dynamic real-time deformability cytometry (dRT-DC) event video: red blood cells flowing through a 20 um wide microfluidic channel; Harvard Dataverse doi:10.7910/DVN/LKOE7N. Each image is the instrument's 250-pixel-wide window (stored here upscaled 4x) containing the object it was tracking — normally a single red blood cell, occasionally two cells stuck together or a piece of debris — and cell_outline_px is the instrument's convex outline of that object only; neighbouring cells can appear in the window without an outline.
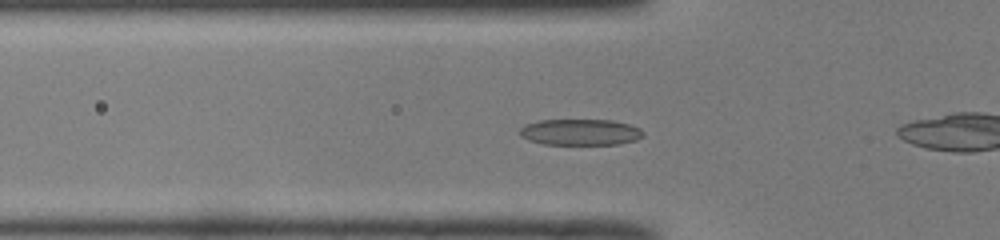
{"species": "common noctule bat (a hibernating species)", "species_latin": "Nyctalus noctula", "temperature_condition": "room temperature", "stored_images_in_passage": 47, "camera_frame_rate_fps": 3000, "um_per_image_px": 0.085, "animal": {"sex": "male", "body_mass_g": 19.0, "forearm_length_mm": 50.8}, "frame": {"image": 1, "passage_image": 13, "time_ms": 4.0, "image_size_px": [1000, 240], "cell_outline_px": [[644, 136], [636, 140], [620, 144], [544, 144], [528, 140], [520, 136], [520, 128], [524, 124], [540, 120], [612, 120], [628, 124], [640, 128], [644, 132]], "centroid_in_image_um": [49.33, 11.23], "position_along_channel_um": 76.5, "area_um2": 18.9}}
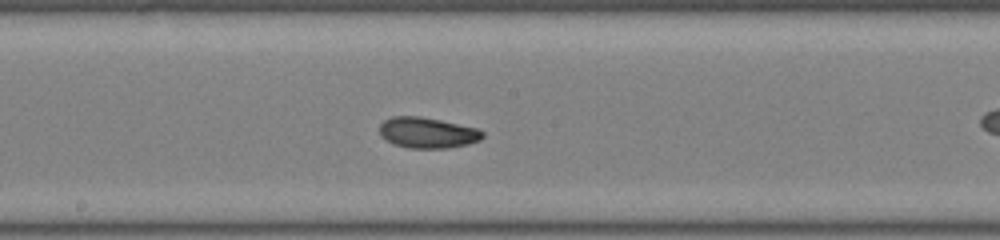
{"frame": {"image": 2, "passage_image": 23, "time_ms": 7.333, "image_size_px": [1000, 240], "cell_outline_px": [[484, 136], [480, 140], [468, 144], [448, 148], [408, 148], [392, 144], [380, 136], [380, 124], [384, 120], [392, 116], [420, 116], [440, 120], [476, 128], [484, 132]], "centroid_in_image_um": [36.31, 11.28], "position_along_channel_um": 211.9, "area_um2": 18.55}}
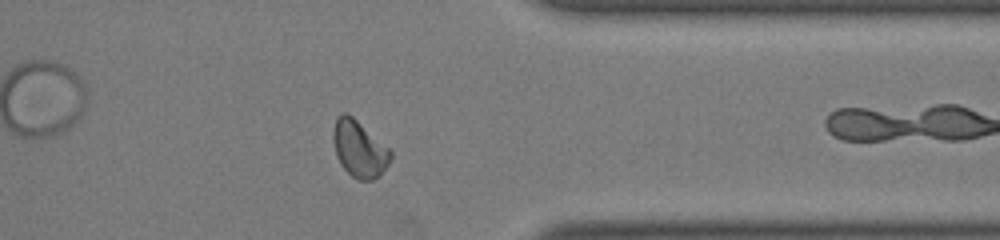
{"frame": {"image": 3, "passage_image": 36, "time_ms": 11.667, "image_size_px": [1000, 240], "cell_outline_px": [[392, 156], [388, 164], [380, 176], [372, 180], [356, 180], [340, 164], [336, 156], [332, 140], [332, 132], [336, 116], [344, 112], [348, 112], [388, 148], [392, 152]], "centroid_in_image_um": [30.5, 12.65], "position_along_channel_um": 380.9, "area_um2": 19.02}, "authors_computed_cell_mechanics": {"area_um2": 18.3226, "velocity_mm_per_s": 4.0638, "shape_relaxation_time_tau1_ms": 2.969, "shape_relaxation_time_tau2_ms": 2.3506, "deformation_change_tau1": 0.1373, "deformation_change_tau2": 0.073}}